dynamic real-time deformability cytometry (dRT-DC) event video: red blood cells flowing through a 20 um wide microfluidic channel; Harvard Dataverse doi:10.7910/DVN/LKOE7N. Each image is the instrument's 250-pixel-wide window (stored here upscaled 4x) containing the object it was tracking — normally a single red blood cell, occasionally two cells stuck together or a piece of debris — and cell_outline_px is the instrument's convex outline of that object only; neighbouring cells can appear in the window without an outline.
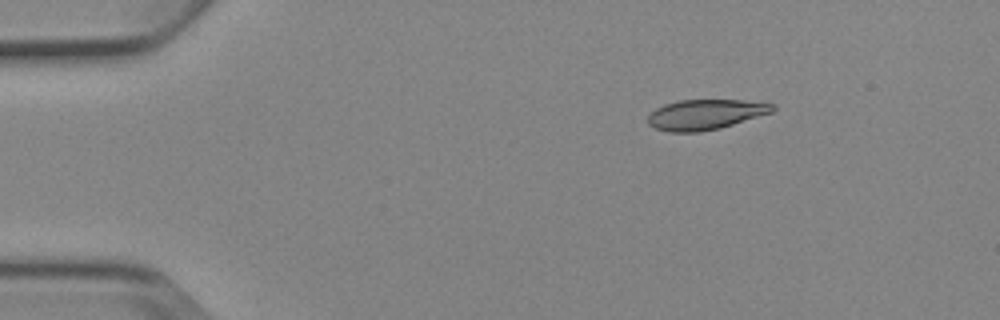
{"species": "Egyptian fruit bat (a non-hibernating species)", "species_latin": "Rousettus aegyptiacus", "temperature_condition": "cold", "stored_images_in_passage": 3, "camera_frame_rate_fps": 3000, "um_per_image_px": 0.085, "animal": {"sex": "female"}, "frame": {"image": 1, "passage_image": 1, "time_ms": 0.0, "image_size_px": [1000, 320], "cell_outline_px": [[776, 108], [772, 112], [720, 128], [700, 132], [668, 132], [656, 128], [648, 124], [648, 116], [656, 108], [664, 104], [680, 100], [744, 100], [776, 104]], "centroid_in_image_um": [59.96, 9.73], "position_along_channel_um": 25.0, "area_um2": 21.91}}